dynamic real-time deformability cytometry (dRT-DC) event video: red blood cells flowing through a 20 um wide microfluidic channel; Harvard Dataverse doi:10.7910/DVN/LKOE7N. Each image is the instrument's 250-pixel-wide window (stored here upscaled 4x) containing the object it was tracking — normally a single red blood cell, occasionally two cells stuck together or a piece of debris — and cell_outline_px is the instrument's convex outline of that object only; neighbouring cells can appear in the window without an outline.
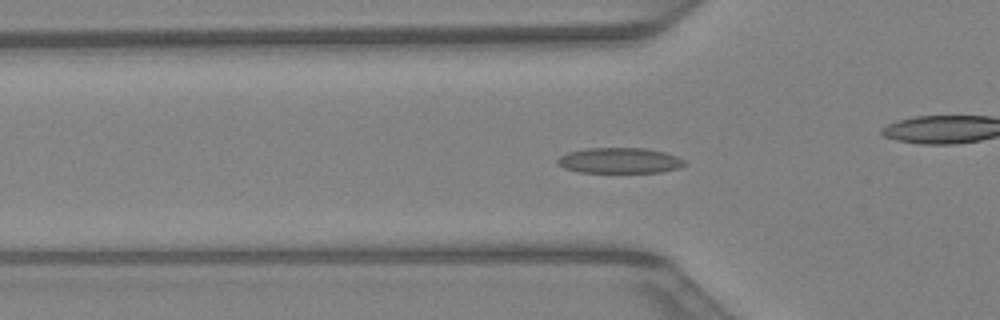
{"species": "Egyptian fruit bat (a non-hibernating species)", "species_latin": "Rousettus aegyptiacus", "temperature_condition": "warm", "stored_images_in_passage": 42, "camera_frame_rate_fps": 3000, "um_per_image_px": 0.085, "animal": {"sex": "female"}, "frame": {"image": 1, "passage_image": 13, "time_ms": 4.0, "image_size_px": [1000, 320], "cell_outline_px": [[688, 164], [680, 168], [660, 172], [580, 172], [564, 168], [556, 160], [560, 156], [568, 152], [588, 148], [644, 148], [664, 152], [676, 156], [684, 160]], "centroid_in_image_um": [52.7, 13.64], "position_along_channel_um": 73.1, "area_um2": 18.84}}
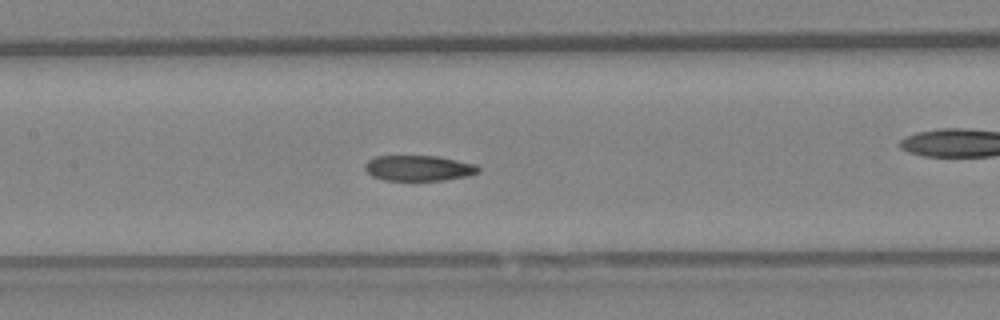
{"frame": {"image": 2, "passage_image": 19, "time_ms": 6.0, "image_size_px": [1000, 320], "cell_outline_px": [[480, 172], [468, 176], [444, 180], [384, 180], [372, 176], [364, 168], [364, 164], [368, 160], [376, 156], [436, 156], [476, 164], [480, 168]], "centroid_in_image_um": [35.59, 14.29], "position_along_channel_um": 171.8, "area_um2": 16.88}}